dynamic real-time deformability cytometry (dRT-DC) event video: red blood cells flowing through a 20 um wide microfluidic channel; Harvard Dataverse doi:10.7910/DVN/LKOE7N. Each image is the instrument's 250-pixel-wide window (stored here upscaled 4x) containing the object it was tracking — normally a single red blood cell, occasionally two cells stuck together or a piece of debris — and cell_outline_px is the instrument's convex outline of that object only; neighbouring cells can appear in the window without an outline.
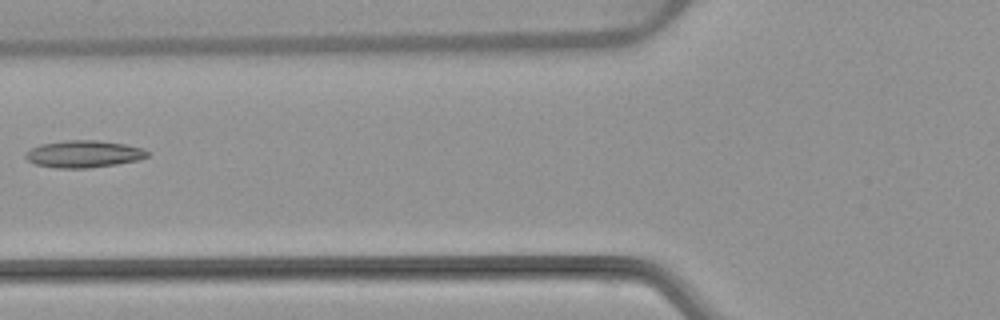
{"species": "common noctule bat (a hibernating species)", "species_latin": "Nyctalus noctula", "temperature_condition": "warm", "stored_images_in_passage": 5, "camera_frame_rate_fps": 3000, "um_per_image_px": 0.085, "animal": {"sex": "female", "body_mass_g": 22.7, "forearm_length_mm": 54.2}, "frame": {"image": 1, "passage_image": 5, "time_ms": 5.667, "image_size_px": [1000, 320], "cell_outline_px": [[152, 152], [148, 156], [136, 160], [116, 164], [88, 168], [56, 168], [36, 164], [28, 160], [24, 156], [24, 152], [40, 144], [68, 140], [96, 140], [124, 144], [144, 148]], "centroid_in_image_um": [7.12, 13.08], "position_along_channel_um": 118.7, "area_um2": 19.25}}